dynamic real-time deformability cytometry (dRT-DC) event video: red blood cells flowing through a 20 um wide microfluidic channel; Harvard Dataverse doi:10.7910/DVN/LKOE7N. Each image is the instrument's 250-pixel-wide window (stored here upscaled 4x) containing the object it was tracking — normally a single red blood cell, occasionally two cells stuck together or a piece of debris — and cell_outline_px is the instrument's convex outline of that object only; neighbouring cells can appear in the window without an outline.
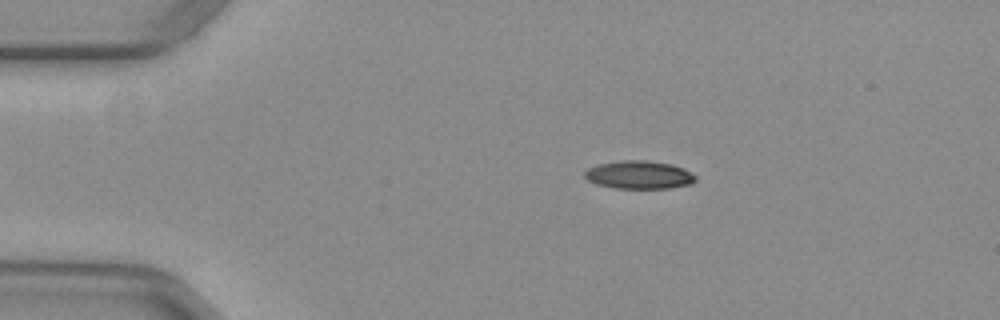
{"species": "common noctule bat (a hibernating species)", "species_latin": "Nyctalus noctula", "temperature_condition": "warm", "stored_images_in_passage": 21, "camera_frame_rate_fps": 3000, "um_per_image_px": 0.085, "animal": {"sex": "female", "body_mass_g": 29.2, "forearm_length_mm": 56.3}, "frame": {"image": 1, "passage_image": 1, "time_ms": 0.0, "image_size_px": [1000, 320], "cell_outline_px": [[696, 180], [692, 184], [668, 188], [612, 188], [596, 184], [588, 180], [584, 176], [584, 172], [588, 168], [600, 164], [620, 160], [644, 160], [672, 164], [684, 168], [692, 172], [696, 176]], "centroid_in_image_um": [54.34, 14.86], "position_along_channel_um": 30.7, "area_um2": 18.26}}